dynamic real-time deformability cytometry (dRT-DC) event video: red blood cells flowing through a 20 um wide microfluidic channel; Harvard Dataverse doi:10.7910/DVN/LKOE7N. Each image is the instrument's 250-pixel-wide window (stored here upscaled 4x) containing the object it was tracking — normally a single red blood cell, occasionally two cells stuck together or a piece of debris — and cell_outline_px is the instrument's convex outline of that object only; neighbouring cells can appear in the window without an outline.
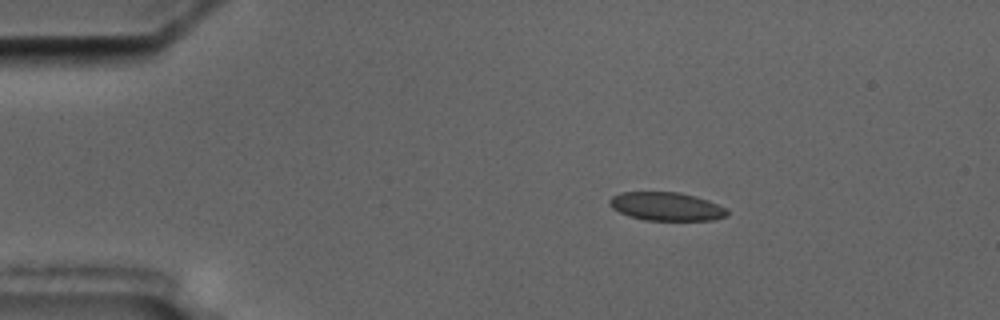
{"species": "common noctule bat (a hibernating species)", "species_latin": "Nyctalus noctula", "temperature_condition": "cold", "stored_images_in_passage": 6, "segment_of_instrument_passage": [1, 2], "camera_frame_rate_fps": 3000, "um_per_image_px": 0.085, "animal": {"sex": "male", "body_mass_g": 17.5, "forearm_length_mm": 52.3}, "frame": {"image": 1, "passage_image": 4, "time_ms": 3.333, "image_size_px": [1000, 320], "cell_outline_px": [[728, 216], [712, 220], [644, 220], [628, 216], [612, 208], [608, 204], [608, 200], [612, 196], [620, 192], [680, 192], [696, 196], [708, 200], [728, 208]], "centroid_in_image_um": [56.65, 17.54], "position_along_channel_um": 28.4, "area_um2": 19.71}}